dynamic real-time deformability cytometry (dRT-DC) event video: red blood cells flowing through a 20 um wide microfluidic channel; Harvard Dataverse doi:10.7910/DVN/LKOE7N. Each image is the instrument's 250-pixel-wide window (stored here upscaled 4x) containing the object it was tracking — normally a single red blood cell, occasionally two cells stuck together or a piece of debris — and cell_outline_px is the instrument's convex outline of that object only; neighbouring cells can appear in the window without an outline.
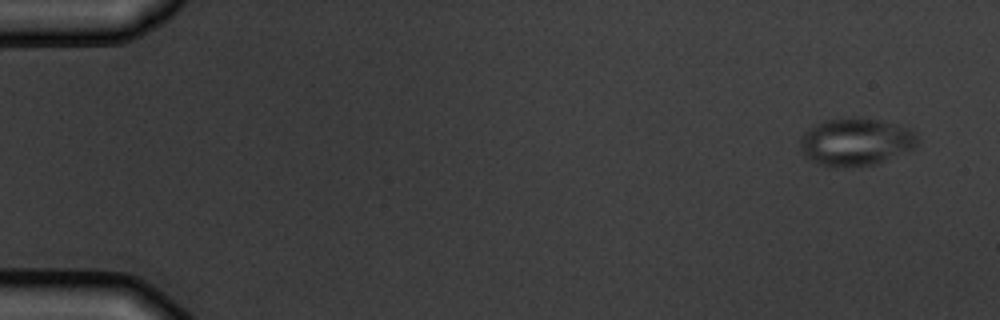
{"species": "common noctule bat (a hibernating species)", "species_latin": "Nyctalus noctula", "temperature_condition": "warm", "stored_images_in_passage": 5, "camera_frame_rate_fps": 3000, "um_per_image_px": 0.085, "animal": {"sex": "male", "body_mass_g": 19.5, "forearm_length_mm": 54.6}, "frame": {"image": 1, "passage_image": 1, "time_ms": 0.0, "image_size_px": [1000, 320], "cell_outline_px": [[916, 144], [912, 148], [876, 164], [860, 168], [828, 168], [808, 160], [800, 152], [800, 136], [804, 132], [816, 124], [824, 120], [880, 120], [912, 128], [916, 132]], "centroid_in_image_um": [72.68, 12.13], "position_along_channel_um": 12.3, "area_um2": 32.54}}